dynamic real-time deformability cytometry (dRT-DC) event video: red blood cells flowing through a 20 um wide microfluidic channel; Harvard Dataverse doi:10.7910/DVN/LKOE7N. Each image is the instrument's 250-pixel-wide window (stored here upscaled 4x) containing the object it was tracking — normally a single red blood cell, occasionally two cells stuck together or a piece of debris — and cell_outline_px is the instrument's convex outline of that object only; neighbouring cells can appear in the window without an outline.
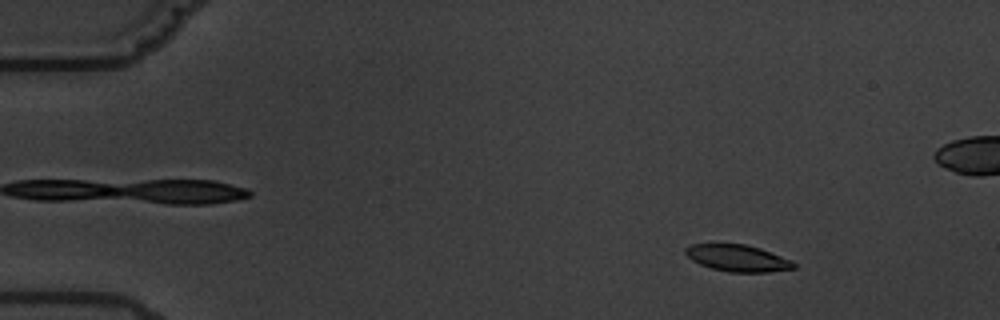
{"species": "common noctule bat (a hibernating species)", "species_latin": "Nyctalus noctula", "temperature_condition": "warm", "stored_images_in_passage": 6, "camera_frame_rate_fps": 3000, "um_per_image_px": 0.085, "animal": {"sex": "male", "body_mass_g": 19.5, "forearm_length_mm": 54.6}, "frame": {"image": 1, "passage_image": 2, "time_ms": 1.0, "image_size_px": [1000, 320], "cell_outline_px": [[796, 268], [768, 272], [728, 272], [712, 268], [700, 264], [692, 260], [684, 252], [684, 248], [692, 244], [712, 240], [744, 244], [760, 248], [792, 260], [796, 264]], "centroid_in_image_um": [62.63, 21.88], "position_along_channel_um": 22.4, "area_um2": 17.57}}